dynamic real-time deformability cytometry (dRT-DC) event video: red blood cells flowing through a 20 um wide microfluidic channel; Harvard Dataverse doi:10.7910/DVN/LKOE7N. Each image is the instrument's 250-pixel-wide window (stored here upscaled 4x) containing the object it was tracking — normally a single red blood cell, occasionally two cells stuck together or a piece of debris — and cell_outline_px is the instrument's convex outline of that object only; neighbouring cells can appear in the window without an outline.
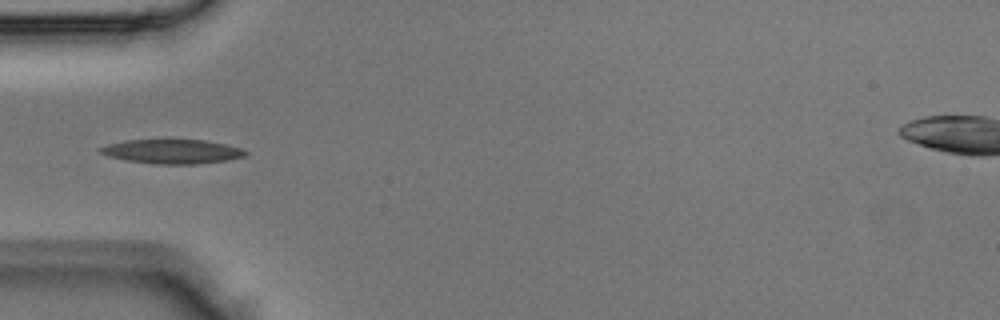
{"species": "Egyptian fruit bat (a non-hibernating species)", "species_latin": "Rousettus aegyptiacus", "temperature_condition": "room temperature", "stored_images_in_passage": 3, "camera_frame_rate_fps": 3000, "um_per_image_px": 0.085, "animal": {"sex": "male"}, "frame": {"image": 1, "passage_image": 2, "time_ms": 0.333, "image_size_px": [1000, 320], "cell_outline_px": [[248, 152], [244, 156], [228, 160], [196, 164], [152, 164], [128, 160], [108, 156], [100, 152], [96, 148], [108, 144], [124, 140], [164, 136], [204, 140], [224, 144], [240, 148]], "centroid_in_image_um": [14.57, 12.82], "position_along_channel_um": 70.4, "area_um2": 21.56}}
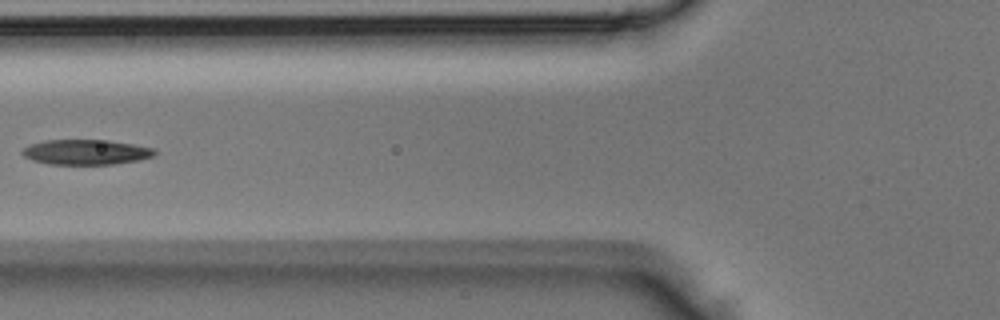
{"frame": {"image": 2, "passage_image": 3, "time_ms": 0.667, "image_size_px": [1000, 320], "cell_outline_px": [[156, 152], [152, 156], [136, 160], [112, 164], [48, 164], [32, 160], [24, 156], [20, 152], [24, 148], [32, 144], [44, 140], [108, 140], [132, 144], [152, 148]], "centroid_in_image_um": [7.25, 12.92], "position_along_channel_um": 118.5, "area_um2": 19.07}}